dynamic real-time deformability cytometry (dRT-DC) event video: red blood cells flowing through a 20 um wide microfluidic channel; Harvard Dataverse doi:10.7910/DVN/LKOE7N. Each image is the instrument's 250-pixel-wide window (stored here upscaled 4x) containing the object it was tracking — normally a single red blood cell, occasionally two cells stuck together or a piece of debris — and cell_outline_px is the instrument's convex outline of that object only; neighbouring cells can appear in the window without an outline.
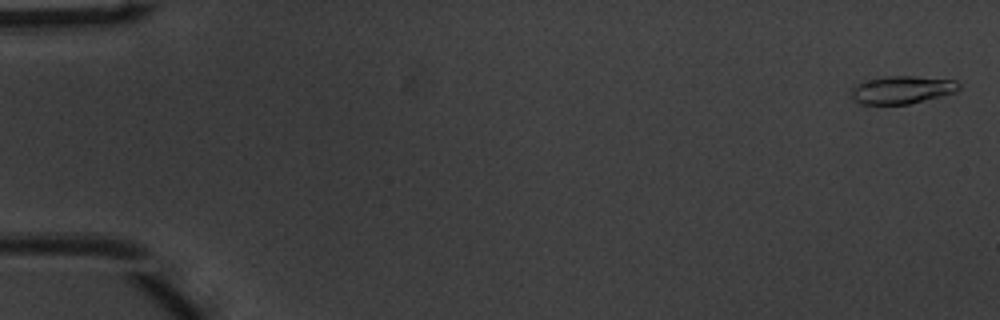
{"species": "common noctule bat (a hibernating species)", "species_latin": "Nyctalus noctula", "temperature_condition": "warm", "stored_images_in_passage": 51, "camera_frame_rate_fps": 3000, "um_per_image_px": 0.085, "animal": {"sex": "male", "body_mass_g": 20.1, "forearm_length_mm": 53.5}, "frame": {"image": 1, "passage_image": 1, "time_ms": 0.0, "image_size_px": [1000, 320], "cell_outline_px": [[960, 88], [956, 92], [908, 104], [860, 104], [848, 92], [852, 84], [864, 80], [884, 76], [912, 76], [956, 80], [960, 84]], "centroid_in_image_um": [76.6, 7.62], "position_along_channel_um": 8.4, "area_um2": 17.69}}
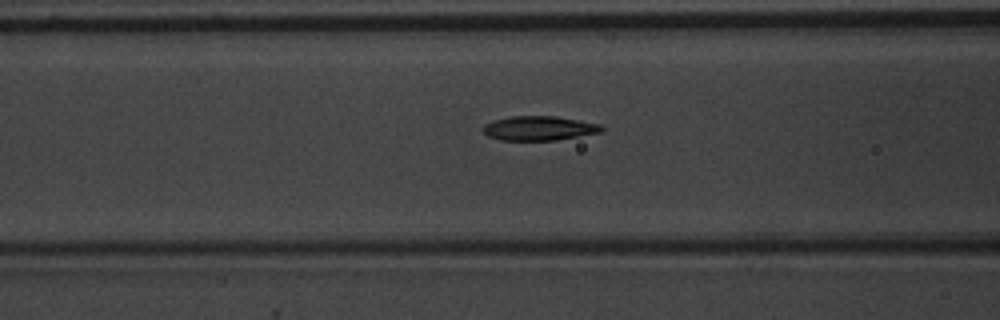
{"frame": {"image": 2, "passage_image": 21, "time_ms": 6.667, "image_size_px": [1000, 320], "cell_outline_px": [[604, 128], [600, 132], [556, 140], [500, 140], [488, 136], [484, 132], [484, 124], [492, 120], [512, 116], [556, 116], [600, 124]], "centroid_in_image_um": [45.8, 10.89], "position_along_channel_um": 120.8, "area_um2": 16.7}}
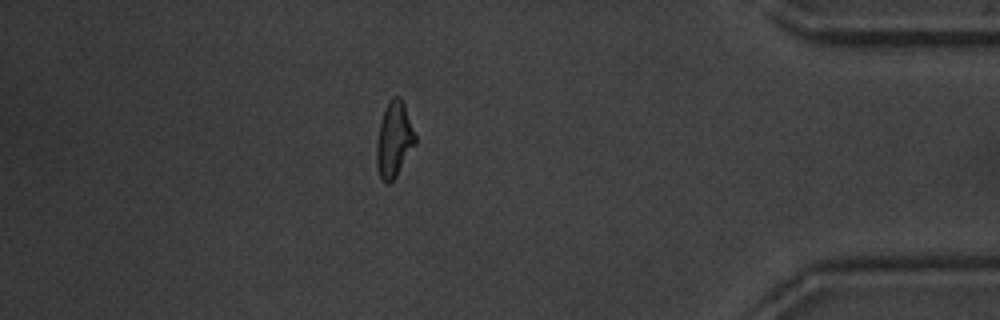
{"frame": {"image": 3, "passage_image": 45, "time_ms": 14.667, "image_size_px": [1000, 320], "cell_outline_px": [[416, 144], [396, 176], [388, 184], [380, 176], [376, 164], [376, 144], [380, 124], [388, 100], [392, 96], [400, 96], [404, 104], [416, 136]], "centroid_in_image_um": [33.5, 11.85], "position_along_channel_um": 401.7, "area_um2": 16.82}, "authors_computed_cell_mechanics": {"area_um2": 16.9354, "velocity_mm_per_s": 3.9594, "shape_relaxation_time_tau1_ms": 2.8124, "shape_relaxation_time_tau2_ms": 1.932, "deformation_change_tau1": 0.1797, "deformation_change_tau2": 0.0968}}